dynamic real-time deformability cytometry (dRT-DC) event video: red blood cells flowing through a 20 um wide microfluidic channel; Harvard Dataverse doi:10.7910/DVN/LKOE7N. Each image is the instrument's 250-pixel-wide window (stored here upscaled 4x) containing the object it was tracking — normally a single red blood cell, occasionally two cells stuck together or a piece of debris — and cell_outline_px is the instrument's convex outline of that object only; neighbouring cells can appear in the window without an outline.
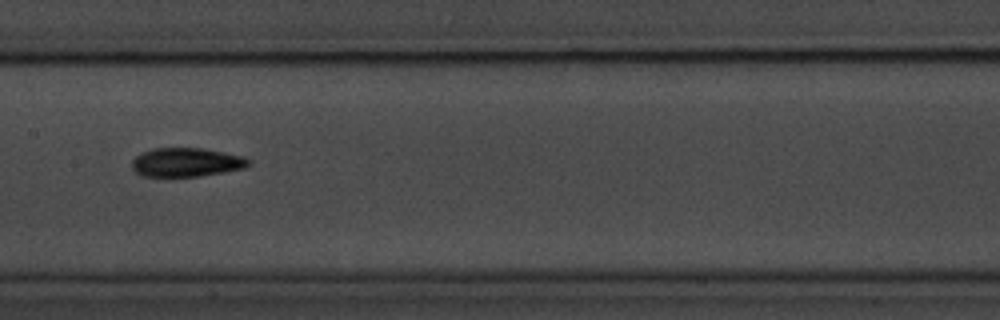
{"species": "common noctule bat (a hibernating species)", "species_latin": "Nyctalus noctula", "temperature_condition": "room temperature", "stored_images_in_passage": 10, "camera_frame_rate_fps": 3000, "um_per_image_px": 0.085, "animal": {"sex": "male", "body_mass_g": 20.1, "forearm_length_mm": 53.5}, "frame": {"image": 1, "passage_image": 4, "time_ms": 3.333, "image_size_px": [1000, 320], "cell_outline_px": [[252, 164], [244, 168], [224, 172], [200, 176], [144, 176], [136, 172], [132, 168], [132, 160], [140, 152], [152, 148], [200, 148], [224, 152], [244, 156], [252, 160]], "centroid_in_image_um": [15.87, 13.78], "position_along_channel_um": 191.5, "area_um2": 19.77}}
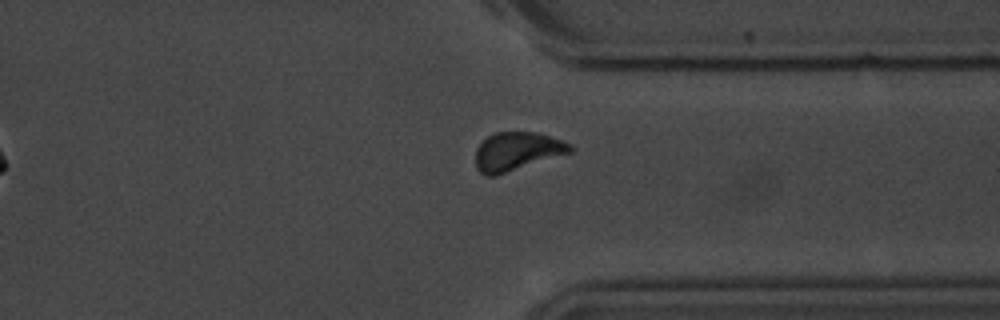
{"frame": {"image": 2, "passage_image": 10, "time_ms": 11.0, "image_size_px": [1000, 320], "cell_outline_px": [[572, 152], [496, 176], [484, 176], [476, 168], [476, 148], [488, 136], [496, 132], [536, 132], [572, 144]], "centroid_in_image_um": [43.92, 12.88], "position_along_channel_um": 367.5, "area_um2": 21.15}, "authors_computed_cell_mechanics": {"area_um2": 19.0162, "velocity_mm_per_s": 3.7035, "shape_relaxation_time_tau1_ms": 2.5046, "shape_relaxation_time_tau2_ms": null, "deformation_change_tau1": 0.1105, "deformation_change_tau2": null}}